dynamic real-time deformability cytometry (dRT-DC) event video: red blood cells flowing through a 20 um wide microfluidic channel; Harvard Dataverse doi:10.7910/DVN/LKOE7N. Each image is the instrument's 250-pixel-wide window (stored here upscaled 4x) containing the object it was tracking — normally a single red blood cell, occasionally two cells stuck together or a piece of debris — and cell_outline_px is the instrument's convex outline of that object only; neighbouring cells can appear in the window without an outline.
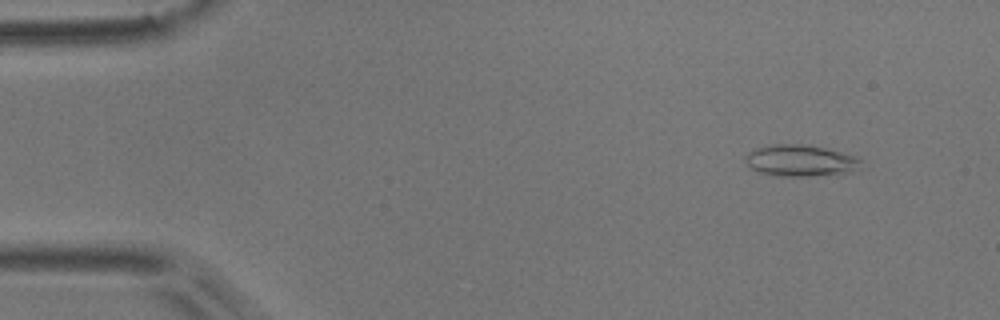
{"species": "common noctule bat (a hibernating species)", "species_latin": "Nyctalus noctula", "temperature_condition": "room temperature", "stored_images_in_passage": 4, "camera_frame_rate_fps": 3000, "um_per_image_px": 0.085, "animal": {"sex": "male", "body_mass_g": 17.9}, "frame": {"image": 1, "passage_image": 2, "time_ms": 0.333, "image_size_px": [1000, 320], "cell_outline_px": [[860, 168], [848, 172], [808, 176], [776, 176], [760, 172], [752, 168], [748, 164], [744, 156], [748, 152], [756, 148], [768, 144], [800, 144], [824, 148], [856, 156], [860, 160]], "centroid_in_image_um": [68.0, 13.64], "position_along_channel_um": 17.0, "area_um2": 20.98}}